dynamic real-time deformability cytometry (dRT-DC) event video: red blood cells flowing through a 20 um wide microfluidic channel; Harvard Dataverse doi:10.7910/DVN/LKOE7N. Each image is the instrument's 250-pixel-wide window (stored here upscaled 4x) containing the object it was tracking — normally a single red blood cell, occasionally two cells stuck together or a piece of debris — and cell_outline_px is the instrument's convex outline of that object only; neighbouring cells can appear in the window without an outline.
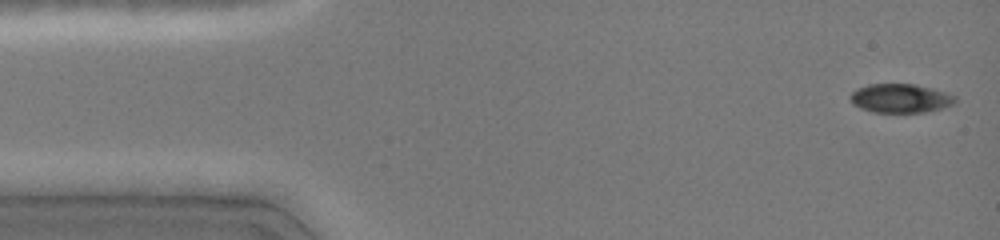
{"species": "common noctule bat (a hibernating species)", "species_latin": "Nyctalus noctula", "temperature_condition": "cold", "stored_images_in_passage": 33, "camera_frame_rate_fps": 3000, "um_per_image_px": 0.085, "animal": {"sex": "female", "body_mass_g": 19.0, "forearm_length_mm": 51.5}, "frame": {"image": 1, "passage_image": 1, "time_ms": 0.0, "image_size_px": [1000, 240], "cell_outline_px": [[956, 100], [952, 104], [940, 108], [924, 112], [872, 112], [860, 108], [852, 104], [848, 96], [856, 88], [868, 84], [916, 84], [932, 88], [956, 96]], "centroid_in_image_um": [76.47, 8.35], "position_along_channel_um": 8.5, "area_um2": 17.69}}
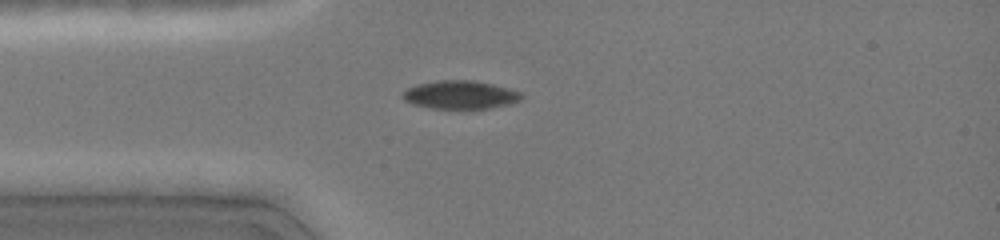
{"frame": {"image": 2, "passage_image": 18, "time_ms": 3.333, "image_size_px": [1000, 240], "cell_outline_px": [[524, 96], [520, 100], [508, 104], [488, 108], [432, 108], [412, 104], [404, 100], [400, 96], [408, 88], [416, 84], [436, 80], [472, 80], [492, 84], [508, 88], [520, 92]], "centroid_in_image_um": [39.09, 8.05], "position_along_channel_um": 45.9, "area_um2": 19.48}}
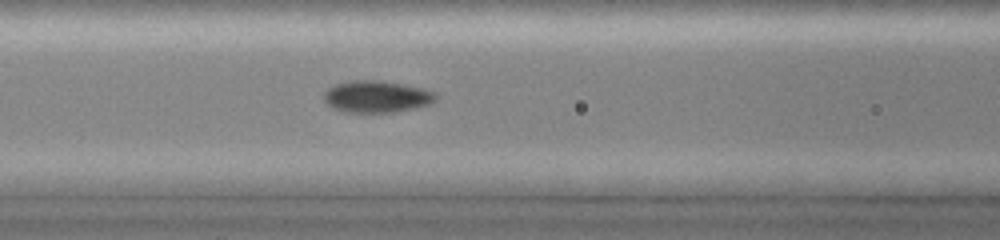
{"frame": {"image": 3, "passage_image": 30, "time_ms": 5.667, "image_size_px": [1000, 240], "cell_outline_px": [[436, 100], [432, 104], [416, 108], [396, 112], [344, 112], [332, 108], [324, 100], [324, 92], [328, 88], [336, 84], [352, 80], [376, 80], [424, 88], [436, 92]], "centroid_in_image_um": [32.04, 8.22], "position_along_channel_um": 134.6, "area_um2": 20.87}}